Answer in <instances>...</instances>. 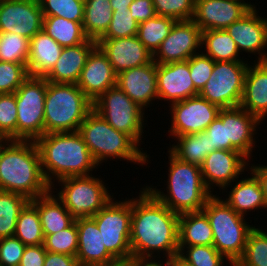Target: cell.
<instances>
[{
	"label": "cell",
	"instance_id": "1",
	"mask_svg": "<svg viewBox=\"0 0 267 266\" xmlns=\"http://www.w3.org/2000/svg\"><path fill=\"white\" fill-rule=\"evenodd\" d=\"M179 216L142 187L138 197H132V263H159L162 262L161 254L166 257L164 261L179 255Z\"/></svg>",
	"mask_w": 267,
	"mask_h": 266
},
{
	"label": "cell",
	"instance_id": "2",
	"mask_svg": "<svg viewBox=\"0 0 267 266\" xmlns=\"http://www.w3.org/2000/svg\"><path fill=\"white\" fill-rule=\"evenodd\" d=\"M0 190L20 194L30 201L51 190L42 173L40 152L35 141L6 140L2 144Z\"/></svg>",
	"mask_w": 267,
	"mask_h": 266
},
{
	"label": "cell",
	"instance_id": "3",
	"mask_svg": "<svg viewBox=\"0 0 267 266\" xmlns=\"http://www.w3.org/2000/svg\"><path fill=\"white\" fill-rule=\"evenodd\" d=\"M35 142L42 173L50 187L55 185V179L57 182L67 177L92 175L99 166L78 131L44 134Z\"/></svg>",
	"mask_w": 267,
	"mask_h": 266
},
{
	"label": "cell",
	"instance_id": "4",
	"mask_svg": "<svg viewBox=\"0 0 267 266\" xmlns=\"http://www.w3.org/2000/svg\"><path fill=\"white\" fill-rule=\"evenodd\" d=\"M166 192L144 186L158 201L178 214L201 211L213 195L205 186L200 167L175 157L169 150ZM162 191V192H161Z\"/></svg>",
	"mask_w": 267,
	"mask_h": 266
},
{
	"label": "cell",
	"instance_id": "5",
	"mask_svg": "<svg viewBox=\"0 0 267 266\" xmlns=\"http://www.w3.org/2000/svg\"><path fill=\"white\" fill-rule=\"evenodd\" d=\"M78 132L99 166L105 161L108 162V158L113 161L122 159L140 166L149 164L147 152H143L131 136L114 129L94 109L80 124Z\"/></svg>",
	"mask_w": 267,
	"mask_h": 266
},
{
	"label": "cell",
	"instance_id": "6",
	"mask_svg": "<svg viewBox=\"0 0 267 266\" xmlns=\"http://www.w3.org/2000/svg\"><path fill=\"white\" fill-rule=\"evenodd\" d=\"M93 102L77 84L47 81L44 111V134L76 132Z\"/></svg>",
	"mask_w": 267,
	"mask_h": 266
},
{
	"label": "cell",
	"instance_id": "7",
	"mask_svg": "<svg viewBox=\"0 0 267 266\" xmlns=\"http://www.w3.org/2000/svg\"><path fill=\"white\" fill-rule=\"evenodd\" d=\"M202 210L212 227L213 246L234 266L243 255L247 236L255 226L216 194L207 200Z\"/></svg>",
	"mask_w": 267,
	"mask_h": 266
},
{
	"label": "cell",
	"instance_id": "8",
	"mask_svg": "<svg viewBox=\"0 0 267 266\" xmlns=\"http://www.w3.org/2000/svg\"><path fill=\"white\" fill-rule=\"evenodd\" d=\"M56 183L61 189L52 186L51 191L57 193L56 197L75 220L94 216L114 197L103 180L93 175L67 177Z\"/></svg>",
	"mask_w": 267,
	"mask_h": 266
},
{
	"label": "cell",
	"instance_id": "9",
	"mask_svg": "<svg viewBox=\"0 0 267 266\" xmlns=\"http://www.w3.org/2000/svg\"><path fill=\"white\" fill-rule=\"evenodd\" d=\"M112 198L91 218L96 222L107 251L119 263H132L130 226L132 199Z\"/></svg>",
	"mask_w": 267,
	"mask_h": 266
},
{
	"label": "cell",
	"instance_id": "10",
	"mask_svg": "<svg viewBox=\"0 0 267 266\" xmlns=\"http://www.w3.org/2000/svg\"><path fill=\"white\" fill-rule=\"evenodd\" d=\"M93 109L114 129L131 136L139 145L145 129V110L118 86L109 88L94 102Z\"/></svg>",
	"mask_w": 267,
	"mask_h": 266
},
{
	"label": "cell",
	"instance_id": "11",
	"mask_svg": "<svg viewBox=\"0 0 267 266\" xmlns=\"http://www.w3.org/2000/svg\"><path fill=\"white\" fill-rule=\"evenodd\" d=\"M47 80L29 76L15 91L17 104V140L36 141L44 135V111Z\"/></svg>",
	"mask_w": 267,
	"mask_h": 266
},
{
	"label": "cell",
	"instance_id": "12",
	"mask_svg": "<svg viewBox=\"0 0 267 266\" xmlns=\"http://www.w3.org/2000/svg\"><path fill=\"white\" fill-rule=\"evenodd\" d=\"M248 66L247 60L215 61L211 76L198 95L220 109L240 106Z\"/></svg>",
	"mask_w": 267,
	"mask_h": 266
},
{
	"label": "cell",
	"instance_id": "13",
	"mask_svg": "<svg viewBox=\"0 0 267 266\" xmlns=\"http://www.w3.org/2000/svg\"><path fill=\"white\" fill-rule=\"evenodd\" d=\"M169 108L172 120L168 137L204 132L218 117L220 110L217 105L199 95L172 103Z\"/></svg>",
	"mask_w": 267,
	"mask_h": 266
},
{
	"label": "cell",
	"instance_id": "14",
	"mask_svg": "<svg viewBox=\"0 0 267 266\" xmlns=\"http://www.w3.org/2000/svg\"><path fill=\"white\" fill-rule=\"evenodd\" d=\"M201 42L202 31L193 20L176 21L153 54V61L157 64L186 61L201 52Z\"/></svg>",
	"mask_w": 267,
	"mask_h": 266
},
{
	"label": "cell",
	"instance_id": "15",
	"mask_svg": "<svg viewBox=\"0 0 267 266\" xmlns=\"http://www.w3.org/2000/svg\"><path fill=\"white\" fill-rule=\"evenodd\" d=\"M248 162L250 161L239 151L213 150L200 166L206 188L213 192V187L217 186L222 193L225 189L228 191V185L234 183L244 171H249Z\"/></svg>",
	"mask_w": 267,
	"mask_h": 266
},
{
	"label": "cell",
	"instance_id": "16",
	"mask_svg": "<svg viewBox=\"0 0 267 266\" xmlns=\"http://www.w3.org/2000/svg\"><path fill=\"white\" fill-rule=\"evenodd\" d=\"M42 27L38 0H0V32L18 33L31 39Z\"/></svg>",
	"mask_w": 267,
	"mask_h": 266
},
{
	"label": "cell",
	"instance_id": "17",
	"mask_svg": "<svg viewBox=\"0 0 267 266\" xmlns=\"http://www.w3.org/2000/svg\"><path fill=\"white\" fill-rule=\"evenodd\" d=\"M218 117L226 124L227 150L239 151L249 161L256 148V128L263 122L240 106L220 109Z\"/></svg>",
	"mask_w": 267,
	"mask_h": 266
},
{
	"label": "cell",
	"instance_id": "18",
	"mask_svg": "<svg viewBox=\"0 0 267 266\" xmlns=\"http://www.w3.org/2000/svg\"><path fill=\"white\" fill-rule=\"evenodd\" d=\"M255 4L245 0H195L193 21L201 31L226 29Z\"/></svg>",
	"mask_w": 267,
	"mask_h": 266
},
{
	"label": "cell",
	"instance_id": "19",
	"mask_svg": "<svg viewBox=\"0 0 267 266\" xmlns=\"http://www.w3.org/2000/svg\"><path fill=\"white\" fill-rule=\"evenodd\" d=\"M256 5L226 28L239 52L257 54L254 61H267V18L258 15Z\"/></svg>",
	"mask_w": 267,
	"mask_h": 266
},
{
	"label": "cell",
	"instance_id": "20",
	"mask_svg": "<svg viewBox=\"0 0 267 266\" xmlns=\"http://www.w3.org/2000/svg\"><path fill=\"white\" fill-rule=\"evenodd\" d=\"M158 100L170 105L198 95L193 85L189 70V59L186 61L157 64Z\"/></svg>",
	"mask_w": 267,
	"mask_h": 266
},
{
	"label": "cell",
	"instance_id": "21",
	"mask_svg": "<svg viewBox=\"0 0 267 266\" xmlns=\"http://www.w3.org/2000/svg\"><path fill=\"white\" fill-rule=\"evenodd\" d=\"M97 46L107 56L117 75L153 61V54L136 35L117 39L100 38Z\"/></svg>",
	"mask_w": 267,
	"mask_h": 266
},
{
	"label": "cell",
	"instance_id": "22",
	"mask_svg": "<svg viewBox=\"0 0 267 266\" xmlns=\"http://www.w3.org/2000/svg\"><path fill=\"white\" fill-rule=\"evenodd\" d=\"M118 86L133 102L141 108L150 107L158 101L157 91V63L142 65L127 69L117 75Z\"/></svg>",
	"mask_w": 267,
	"mask_h": 266
},
{
	"label": "cell",
	"instance_id": "23",
	"mask_svg": "<svg viewBox=\"0 0 267 266\" xmlns=\"http://www.w3.org/2000/svg\"><path fill=\"white\" fill-rule=\"evenodd\" d=\"M117 74L102 50L96 46L89 54L77 86L94 102L109 88L116 86Z\"/></svg>",
	"mask_w": 267,
	"mask_h": 266
},
{
	"label": "cell",
	"instance_id": "24",
	"mask_svg": "<svg viewBox=\"0 0 267 266\" xmlns=\"http://www.w3.org/2000/svg\"><path fill=\"white\" fill-rule=\"evenodd\" d=\"M78 228L79 266H114L119 262L107 251L96 222L91 218L76 219Z\"/></svg>",
	"mask_w": 267,
	"mask_h": 266
},
{
	"label": "cell",
	"instance_id": "25",
	"mask_svg": "<svg viewBox=\"0 0 267 266\" xmlns=\"http://www.w3.org/2000/svg\"><path fill=\"white\" fill-rule=\"evenodd\" d=\"M244 81L240 107L261 122L267 118V61H252Z\"/></svg>",
	"mask_w": 267,
	"mask_h": 266
},
{
	"label": "cell",
	"instance_id": "26",
	"mask_svg": "<svg viewBox=\"0 0 267 266\" xmlns=\"http://www.w3.org/2000/svg\"><path fill=\"white\" fill-rule=\"evenodd\" d=\"M97 41L88 39L82 44L64 47L52 70L44 77L48 82L77 84L82 69Z\"/></svg>",
	"mask_w": 267,
	"mask_h": 266
},
{
	"label": "cell",
	"instance_id": "27",
	"mask_svg": "<svg viewBox=\"0 0 267 266\" xmlns=\"http://www.w3.org/2000/svg\"><path fill=\"white\" fill-rule=\"evenodd\" d=\"M29 44L28 74L34 77H45L54 67L64 47L43 29L30 39Z\"/></svg>",
	"mask_w": 267,
	"mask_h": 266
},
{
	"label": "cell",
	"instance_id": "28",
	"mask_svg": "<svg viewBox=\"0 0 267 266\" xmlns=\"http://www.w3.org/2000/svg\"><path fill=\"white\" fill-rule=\"evenodd\" d=\"M249 174L251 177L237 179L235 185H228L232 189H230L228 197L223 199L235 212L244 217H247L248 212L251 211L267 210L260 182L252 172Z\"/></svg>",
	"mask_w": 267,
	"mask_h": 266
},
{
	"label": "cell",
	"instance_id": "29",
	"mask_svg": "<svg viewBox=\"0 0 267 266\" xmlns=\"http://www.w3.org/2000/svg\"><path fill=\"white\" fill-rule=\"evenodd\" d=\"M30 202L38 209L44 236L64 230L75 221L51 190Z\"/></svg>",
	"mask_w": 267,
	"mask_h": 266
},
{
	"label": "cell",
	"instance_id": "30",
	"mask_svg": "<svg viewBox=\"0 0 267 266\" xmlns=\"http://www.w3.org/2000/svg\"><path fill=\"white\" fill-rule=\"evenodd\" d=\"M179 246L213 245V232L206 213L186 212L179 216Z\"/></svg>",
	"mask_w": 267,
	"mask_h": 266
},
{
	"label": "cell",
	"instance_id": "31",
	"mask_svg": "<svg viewBox=\"0 0 267 266\" xmlns=\"http://www.w3.org/2000/svg\"><path fill=\"white\" fill-rule=\"evenodd\" d=\"M172 138H175V142L172 146L170 144L168 150L183 162L200 167L205 160V157L211 153L210 138L205 132L184 134Z\"/></svg>",
	"mask_w": 267,
	"mask_h": 266
},
{
	"label": "cell",
	"instance_id": "32",
	"mask_svg": "<svg viewBox=\"0 0 267 266\" xmlns=\"http://www.w3.org/2000/svg\"><path fill=\"white\" fill-rule=\"evenodd\" d=\"M201 48V52L214 61H245L226 29L202 31Z\"/></svg>",
	"mask_w": 267,
	"mask_h": 266
},
{
	"label": "cell",
	"instance_id": "33",
	"mask_svg": "<svg viewBox=\"0 0 267 266\" xmlns=\"http://www.w3.org/2000/svg\"><path fill=\"white\" fill-rule=\"evenodd\" d=\"M112 15L110 0H84L82 24L86 36L98 41L108 30Z\"/></svg>",
	"mask_w": 267,
	"mask_h": 266
},
{
	"label": "cell",
	"instance_id": "34",
	"mask_svg": "<svg viewBox=\"0 0 267 266\" xmlns=\"http://www.w3.org/2000/svg\"><path fill=\"white\" fill-rule=\"evenodd\" d=\"M82 23L58 16H43L42 29L62 47H69L82 44L89 39Z\"/></svg>",
	"mask_w": 267,
	"mask_h": 266
},
{
	"label": "cell",
	"instance_id": "35",
	"mask_svg": "<svg viewBox=\"0 0 267 266\" xmlns=\"http://www.w3.org/2000/svg\"><path fill=\"white\" fill-rule=\"evenodd\" d=\"M14 237L26 246L42 245L44 234L38 209L29 201L20 211Z\"/></svg>",
	"mask_w": 267,
	"mask_h": 266
},
{
	"label": "cell",
	"instance_id": "36",
	"mask_svg": "<svg viewBox=\"0 0 267 266\" xmlns=\"http://www.w3.org/2000/svg\"><path fill=\"white\" fill-rule=\"evenodd\" d=\"M29 201L20 194L0 190V239L14 236L20 211Z\"/></svg>",
	"mask_w": 267,
	"mask_h": 266
},
{
	"label": "cell",
	"instance_id": "37",
	"mask_svg": "<svg viewBox=\"0 0 267 266\" xmlns=\"http://www.w3.org/2000/svg\"><path fill=\"white\" fill-rule=\"evenodd\" d=\"M175 22L173 18L156 15L139 24L136 36L154 54L169 35Z\"/></svg>",
	"mask_w": 267,
	"mask_h": 266
},
{
	"label": "cell",
	"instance_id": "38",
	"mask_svg": "<svg viewBox=\"0 0 267 266\" xmlns=\"http://www.w3.org/2000/svg\"><path fill=\"white\" fill-rule=\"evenodd\" d=\"M234 266H267V232L256 226L249 232L243 255Z\"/></svg>",
	"mask_w": 267,
	"mask_h": 266
},
{
	"label": "cell",
	"instance_id": "39",
	"mask_svg": "<svg viewBox=\"0 0 267 266\" xmlns=\"http://www.w3.org/2000/svg\"><path fill=\"white\" fill-rule=\"evenodd\" d=\"M30 39L12 32H0V61L27 66Z\"/></svg>",
	"mask_w": 267,
	"mask_h": 266
},
{
	"label": "cell",
	"instance_id": "40",
	"mask_svg": "<svg viewBox=\"0 0 267 266\" xmlns=\"http://www.w3.org/2000/svg\"><path fill=\"white\" fill-rule=\"evenodd\" d=\"M179 256L192 266H224L227 259L213 245L179 246Z\"/></svg>",
	"mask_w": 267,
	"mask_h": 266
},
{
	"label": "cell",
	"instance_id": "41",
	"mask_svg": "<svg viewBox=\"0 0 267 266\" xmlns=\"http://www.w3.org/2000/svg\"><path fill=\"white\" fill-rule=\"evenodd\" d=\"M43 16H58L73 22L84 20V0H38Z\"/></svg>",
	"mask_w": 267,
	"mask_h": 266
},
{
	"label": "cell",
	"instance_id": "42",
	"mask_svg": "<svg viewBox=\"0 0 267 266\" xmlns=\"http://www.w3.org/2000/svg\"><path fill=\"white\" fill-rule=\"evenodd\" d=\"M43 246L49 252L76 256L78 250V228L76 220L64 230L44 236Z\"/></svg>",
	"mask_w": 267,
	"mask_h": 266
},
{
	"label": "cell",
	"instance_id": "43",
	"mask_svg": "<svg viewBox=\"0 0 267 266\" xmlns=\"http://www.w3.org/2000/svg\"><path fill=\"white\" fill-rule=\"evenodd\" d=\"M17 113L15 93L0 94V137L17 140Z\"/></svg>",
	"mask_w": 267,
	"mask_h": 266
},
{
	"label": "cell",
	"instance_id": "44",
	"mask_svg": "<svg viewBox=\"0 0 267 266\" xmlns=\"http://www.w3.org/2000/svg\"><path fill=\"white\" fill-rule=\"evenodd\" d=\"M156 14L176 21L192 20L195 0H152Z\"/></svg>",
	"mask_w": 267,
	"mask_h": 266
},
{
	"label": "cell",
	"instance_id": "45",
	"mask_svg": "<svg viewBox=\"0 0 267 266\" xmlns=\"http://www.w3.org/2000/svg\"><path fill=\"white\" fill-rule=\"evenodd\" d=\"M28 77L26 65L0 61V94L15 93Z\"/></svg>",
	"mask_w": 267,
	"mask_h": 266
},
{
	"label": "cell",
	"instance_id": "46",
	"mask_svg": "<svg viewBox=\"0 0 267 266\" xmlns=\"http://www.w3.org/2000/svg\"><path fill=\"white\" fill-rule=\"evenodd\" d=\"M139 23L131 16L129 10H114L112 20L106 33L101 38H124L137 35Z\"/></svg>",
	"mask_w": 267,
	"mask_h": 266
},
{
	"label": "cell",
	"instance_id": "47",
	"mask_svg": "<svg viewBox=\"0 0 267 266\" xmlns=\"http://www.w3.org/2000/svg\"><path fill=\"white\" fill-rule=\"evenodd\" d=\"M214 60L202 52L193 55L189 59V70L191 74V79L195 89L200 92L204 85L209 80L213 67Z\"/></svg>",
	"mask_w": 267,
	"mask_h": 266
},
{
	"label": "cell",
	"instance_id": "48",
	"mask_svg": "<svg viewBox=\"0 0 267 266\" xmlns=\"http://www.w3.org/2000/svg\"><path fill=\"white\" fill-rule=\"evenodd\" d=\"M26 245L16 237L0 239V265L19 266Z\"/></svg>",
	"mask_w": 267,
	"mask_h": 266
},
{
	"label": "cell",
	"instance_id": "49",
	"mask_svg": "<svg viewBox=\"0 0 267 266\" xmlns=\"http://www.w3.org/2000/svg\"><path fill=\"white\" fill-rule=\"evenodd\" d=\"M211 142V152L213 150H227L226 124L217 117L204 131Z\"/></svg>",
	"mask_w": 267,
	"mask_h": 266
},
{
	"label": "cell",
	"instance_id": "50",
	"mask_svg": "<svg viewBox=\"0 0 267 266\" xmlns=\"http://www.w3.org/2000/svg\"><path fill=\"white\" fill-rule=\"evenodd\" d=\"M129 11L139 24L157 15L152 0H134Z\"/></svg>",
	"mask_w": 267,
	"mask_h": 266
},
{
	"label": "cell",
	"instance_id": "51",
	"mask_svg": "<svg viewBox=\"0 0 267 266\" xmlns=\"http://www.w3.org/2000/svg\"><path fill=\"white\" fill-rule=\"evenodd\" d=\"M46 253L43 244L26 246L19 266H43Z\"/></svg>",
	"mask_w": 267,
	"mask_h": 266
},
{
	"label": "cell",
	"instance_id": "52",
	"mask_svg": "<svg viewBox=\"0 0 267 266\" xmlns=\"http://www.w3.org/2000/svg\"><path fill=\"white\" fill-rule=\"evenodd\" d=\"M43 266H79L76 256L47 251Z\"/></svg>",
	"mask_w": 267,
	"mask_h": 266
},
{
	"label": "cell",
	"instance_id": "53",
	"mask_svg": "<svg viewBox=\"0 0 267 266\" xmlns=\"http://www.w3.org/2000/svg\"><path fill=\"white\" fill-rule=\"evenodd\" d=\"M248 170H250L249 172H252L259 180L267 206V165L251 164V167Z\"/></svg>",
	"mask_w": 267,
	"mask_h": 266
},
{
	"label": "cell",
	"instance_id": "54",
	"mask_svg": "<svg viewBox=\"0 0 267 266\" xmlns=\"http://www.w3.org/2000/svg\"><path fill=\"white\" fill-rule=\"evenodd\" d=\"M134 0H110V5L112 7V10H129L130 4Z\"/></svg>",
	"mask_w": 267,
	"mask_h": 266
},
{
	"label": "cell",
	"instance_id": "55",
	"mask_svg": "<svg viewBox=\"0 0 267 266\" xmlns=\"http://www.w3.org/2000/svg\"><path fill=\"white\" fill-rule=\"evenodd\" d=\"M165 266H192L185 262L179 255L172 257L170 260L162 261Z\"/></svg>",
	"mask_w": 267,
	"mask_h": 266
},
{
	"label": "cell",
	"instance_id": "56",
	"mask_svg": "<svg viewBox=\"0 0 267 266\" xmlns=\"http://www.w3.org/2000/svg\"><path fill=\"white\" fill-rule=\"evenodd\" d=\"M131 266H165V264L163 265V262H133Z\"/></svg>",
	"mask_w": 267,
	"mask_h": 266
},
{
	"label": "cell",
	"instance_id": "57",
	"mask_svg": "<svg viewBox=\"0 0 267 266\" xmlns=\"http://www.w3.org/2000/svg\"><path fill=\"white\" fill-rule=\"evenodd\" d=\"M114 266H131V263H119L117 265Z\"/></svg>",
	"mask_w": 267,
	"mask_h": 266
},
{
	"label": "cell",
	"instance_id": "58",
	"mask_svg": "<svg viewBox=\"0 0 267 266\" xmlns=\"http://www.w3.org/2000/svg\"><path fill=\"white\" fill-rule=\"evenodd\" d=\"M6 140H7V139L0 137V148H1L2 144H3Z\"/></svg>",
	"mask_w": 267,
	"mask_h": 266
}]
</instances>
